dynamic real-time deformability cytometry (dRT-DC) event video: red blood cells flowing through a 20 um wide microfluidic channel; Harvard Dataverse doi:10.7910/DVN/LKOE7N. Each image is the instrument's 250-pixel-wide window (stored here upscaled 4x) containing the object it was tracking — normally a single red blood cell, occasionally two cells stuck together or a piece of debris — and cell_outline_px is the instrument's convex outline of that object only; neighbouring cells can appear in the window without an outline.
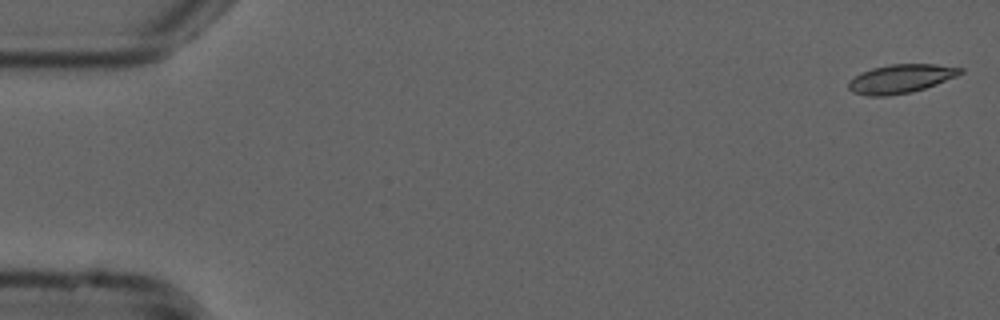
{"species": "common noctule bat (a hibernating species)", "species_latin": "Nyctalus noctula", "temperature_condition": "cold", "stored_images_in_passage": 54, "camera_frame_rate_fps": 3000, "um_per_image_px": 0.085, "animal": {"sex": "male", "forearm_length_mm": 52.5}, "frame": {"image": 1, "passage_image": 1, "time_ms": 0.0, "image_size_px": [1000, 320], "cell_outline_px": [[964, 72], [956, 76], [936, 84], [912, 92], [888, 96], [868, 96], [852, 92], [848, 88], [848, 80], [860, 72], [872, 68], [892, 64], [936, 64], [964, 68]], "centroid_in_image_um": [76.54, 6.69], "position_along_channel_um": 8.5, "area_um2": 18.84}}
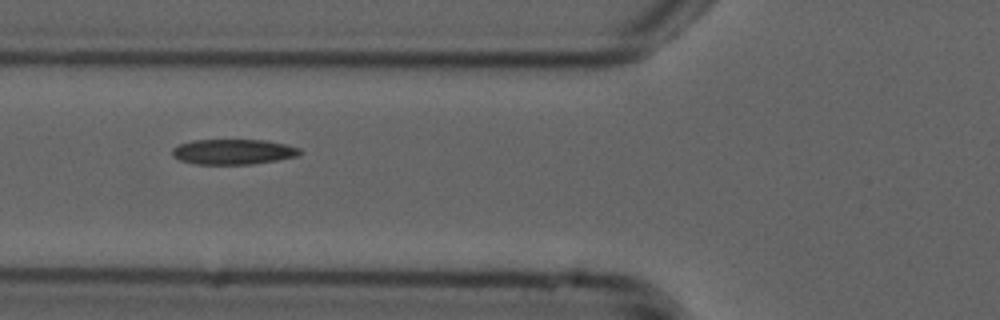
{"frame": {"image": 2, "passage_image": 20, "time_ms": 6.333, "image_size_px": [1000, 320], "cell_outline_px": [[304, 152], [296, 156], [276, 160], [252, 164], [196, 164], [180, 160], [172, 156], [172, 148], [180, 144], [192, 140], [264, 140], [284, 144], [300, 148]], "centroid_in_image_um": [19.81, 12.9], "position_along_channel_um": 106.0, "area_um2": 18.73}}
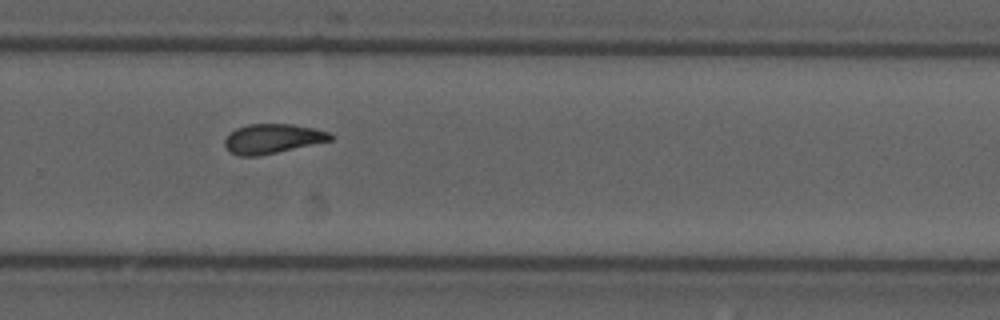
{"frame": {"image": 3, "passage_image": 36, "time_ms": 11.667, "image_size_px": [1000, 320], "cell_outline_px": [[332, 140], [260, 156], [236, 156], [228, 152], [224, 144], [224, 140], [236, 128], [248, 124], [292, 124], [312, 128], [328, 132], [332, 136]], "centroid_in_image_um": [23.11, 11.8], "position_along_channel_um": 306.7, "area_um2": 18.15}, "authors_computed_cell_mechanics": {"area_um2": 18.6405, "velocity_mm_per_s": 3.7766, "shape_relaxation_time_tau1_ms": null, "shape_relaxation_time_tau2_ms": 4.1866, "deformation_change_tau1": null, "deformation_change_tau2": 0.108}}